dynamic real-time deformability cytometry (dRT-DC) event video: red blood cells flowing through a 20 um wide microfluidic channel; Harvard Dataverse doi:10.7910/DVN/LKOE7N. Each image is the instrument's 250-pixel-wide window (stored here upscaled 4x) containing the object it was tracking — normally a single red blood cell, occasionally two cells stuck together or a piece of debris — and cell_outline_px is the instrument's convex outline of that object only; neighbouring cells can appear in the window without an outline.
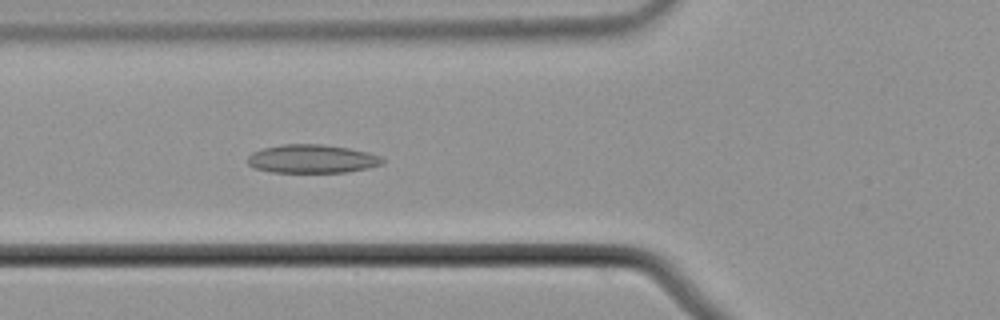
{"species": "common noctule bat (a hibernating species)", "species_latin": "Nyctalus noctula", "temperature_condition": "cold", "stored_images_in_passage": 46, "camera_frame_rate_fps": 3000, "um_per_image_px": 0.085, "animal": {"sex": "male", "body_mass_g": 21.5, "forearm_length_mm": 52.0}, "frame": {"image": 1, "passage_image": 15, "time_ms": 4.667, "image_size_px": [1000, 320], "cell_outline_px": [[384, 164], [368, 168], [348, 172], [272, 172], [252, 168], [248, 164], [248, 156], [252, 152], [264, 148], [284, 144], [320, 144], [348, 148], [368, 152], [380, 156], [384, 160]], "centroid_in_image_um": [26.52, 13.51], "position_along_channel_um": 99.3, "area_um2": 22.43}}
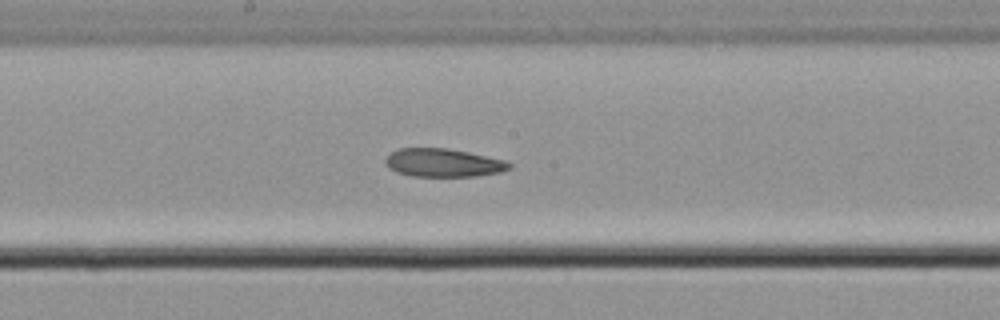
{"frame": {"image": 2, "passage_image": 24, "time_ms": 7.667, "image_size_px": [1000, 320], "cell_outline_px": [[512, 168], [500, 172], [476, 176], [412, 176], [396, 172], [388, 168], [384, 160], [392, 152], [400, 148], [448, 148], [468, 152], [504, 160], [512, 164]], "centroid_in_image_um": [37.67, 13.84], "position_along_channel_um": 210.5, "area_um2": 20.35}}
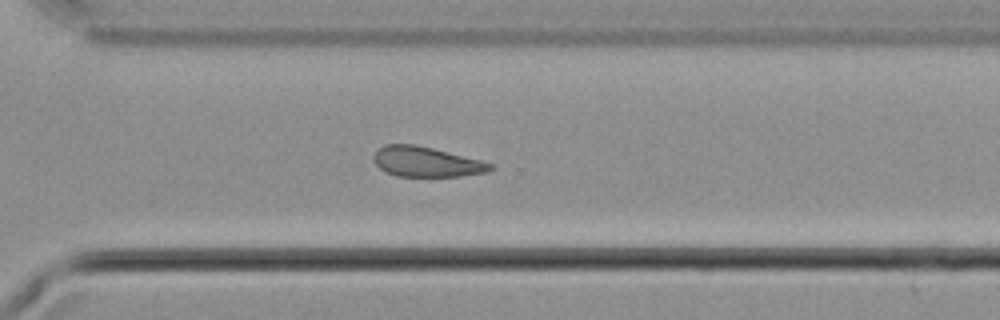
{"frame": {"image": 3, "passage_image": 34, "time_ms": 11.0, "image_size_px": [1000, 320], "cell_outline_px": [[496, 168], [488, 172], [460, 176], [396, 176], [384, 172], [376, 164], [372, 156], [384, 144], [412, 144], [432, 148], [496, 164]], "centroid_in_image_um": [36.26, 13.76], "position_along_channel_um": 334.3, "area_um2": 20.46}}